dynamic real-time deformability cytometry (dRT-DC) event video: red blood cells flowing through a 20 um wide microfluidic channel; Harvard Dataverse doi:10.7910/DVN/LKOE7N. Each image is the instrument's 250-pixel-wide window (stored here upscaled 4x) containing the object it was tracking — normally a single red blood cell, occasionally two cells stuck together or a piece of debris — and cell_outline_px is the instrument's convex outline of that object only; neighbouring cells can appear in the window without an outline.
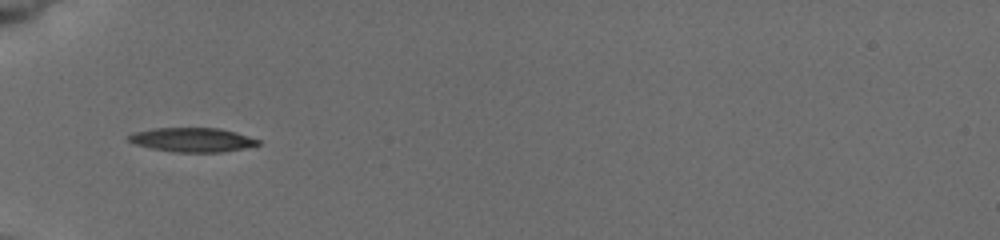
{"species": "common noctule bat (a hibernating species)", "species_latin": "Nyctalus noctula", "temperature_condition": "cold", "stored_images_in_passage": 2, "camera_frame_rate_fps": 3000, "um_per_image_px": 0.085, "animal": {"sex": "female", "body_mass_g": 19.5, "forearm_length_mm": 54.1}, "frame": {"image": 1, "passage_image": 1, "time_ms": 0.0, "image_size_px": [1000, 240], "cell_outline_px": [[260, 144], [244, 148], [220, 152], [172, 152], [152, 148], [136, 144], [128, 140], [128, 136], [136, 132], [152, 128], [220, 128], [236, 132], [260, 140]], "centroid_in_image_um": [16.37, 11.88], "position_along_channel_um": 68.6, "area_um2": 18.09}}